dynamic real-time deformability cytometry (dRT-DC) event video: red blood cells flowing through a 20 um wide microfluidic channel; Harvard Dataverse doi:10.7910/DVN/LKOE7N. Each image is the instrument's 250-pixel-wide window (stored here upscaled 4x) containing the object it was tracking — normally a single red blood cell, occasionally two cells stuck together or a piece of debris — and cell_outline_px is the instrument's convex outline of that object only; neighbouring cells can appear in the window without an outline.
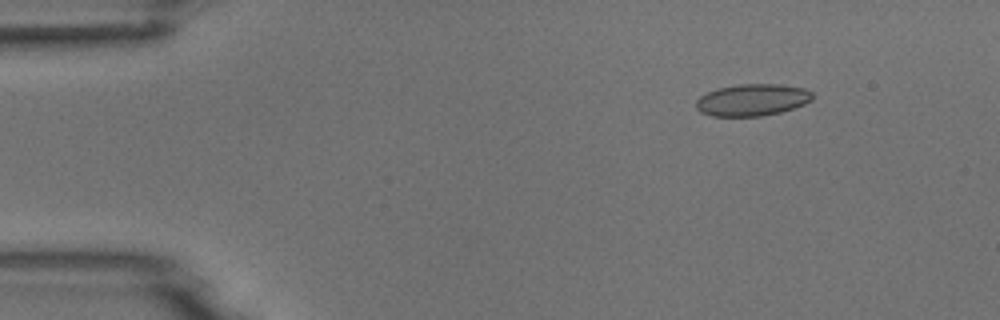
{"species": "common noctule bat (a hibernating species)", "species_latin": "Nyctalus noctula", "temperature_condition": "room temperature", "stored_images_in_passage": 8, "camera_frame_rate_fps": 3000, "um_per_image_px": 0.085, "animal": {"sex": "male", "body_mass_g": 18.8}, "frame": {"image": 1, "passage_image": 2, "time_ms": 2.0, "image_size_px": [1000, 320], "cell_outline_px": [[812, 100], [804, 104], [780, 112], [760, 116], [712, 116], [700, 112], [696, 108], [696, 100], [700, 96], [716, 88], [740, 84], [780, 84], [804, 88], [812, 92]], "centroid_in_image_um": [63.92, 8.49], "position_along_channel_um": 21.1, "area_um2": 21.62}}
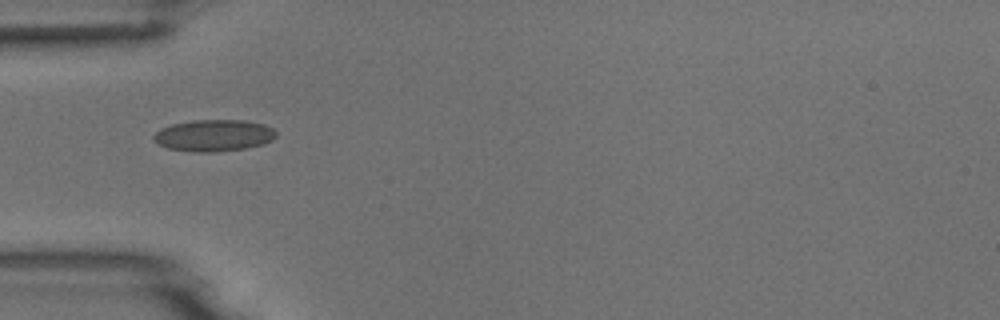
{"frame": {"image": 2, "passage_image": 5, "time_ms": 5.333, "image_size_px": [1000, 320], "cell_outline_px": [[276, 136], [272, 140], [260, 144], [244, 148], [216, 152], [192, 152], [168, 148], [156, 144], [152, 140], [152, 136], [160, 128], [172, 124], [192, 120], [244, 120], [264, 124], [272, 128], [276, 132]], "centroid_in_image_um": [18.12, 11.51], "position_along_channel_um": 66.9, "area_um2": 22.72}}